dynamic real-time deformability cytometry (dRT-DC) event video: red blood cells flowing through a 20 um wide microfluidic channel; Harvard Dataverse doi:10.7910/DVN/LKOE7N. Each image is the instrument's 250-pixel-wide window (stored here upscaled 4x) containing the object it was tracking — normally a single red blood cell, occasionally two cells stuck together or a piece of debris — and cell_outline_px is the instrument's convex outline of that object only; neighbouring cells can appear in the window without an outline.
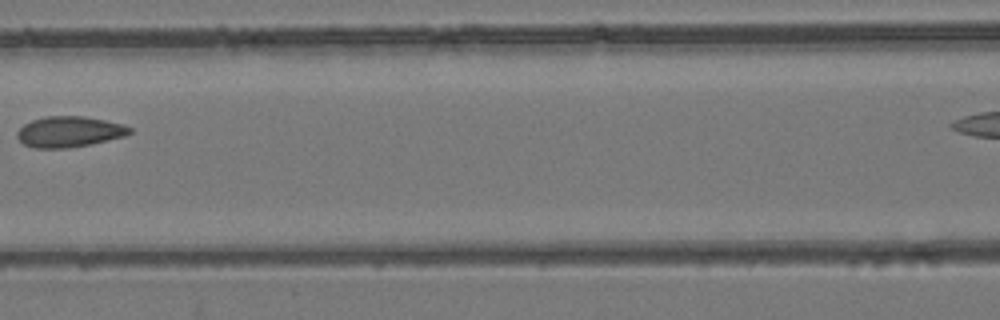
{"species": "common noctule bat (a hibernating species)", "species_latin": "Nyctalus noctula", "temperature_condition": "room temperature", "stored_images_in_passage": 7, "camera_frame_rate_fps": 3000, "um_per_image_px": 0.085, "animal": {"sex": "female", "body_mass_g": 24.6, "forearm_length_mm": 56.2}, "frame": {"image": 1, "passage_image": 5, "time_ms": 4.667, "image_size_px": [1000, 320], "cell_outline_px": [[132, 132], [124, 136], [92, 144], [68, 148], [36, 148], [24, 144], [16, 136], [16, 132], [24, 124], [32, 120], [48, 116], [84, 116], [124, 124], [132, 128]], "centroid_in_image_um": [5.9, 11.2], "position_along_channel_um": 160.7, "area_um2": 20.17}}
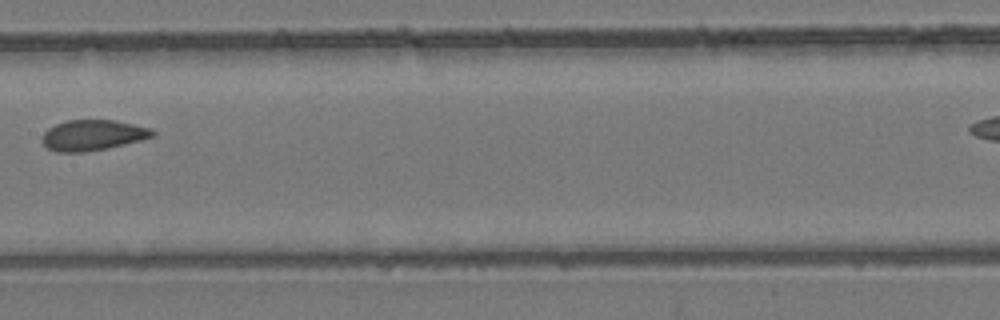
{"frame": {"image": 2, "passage_image": 6, "time_ms": 5.667, "image_size_px": [1000, 320], "cell_outline_px": [[156, 132], [152, 136], [140, 140], [108, 148], [84, 152], [56, 152], [48, 148], [40, 140], [44, 132], [48, 128], [56, 124], [68, 120], [116, 120], [148, 128]], "centroid_in_image_um": [7.83, 11.49], "position_along_channel_um": 199.6, "area_um2": 19.54}}